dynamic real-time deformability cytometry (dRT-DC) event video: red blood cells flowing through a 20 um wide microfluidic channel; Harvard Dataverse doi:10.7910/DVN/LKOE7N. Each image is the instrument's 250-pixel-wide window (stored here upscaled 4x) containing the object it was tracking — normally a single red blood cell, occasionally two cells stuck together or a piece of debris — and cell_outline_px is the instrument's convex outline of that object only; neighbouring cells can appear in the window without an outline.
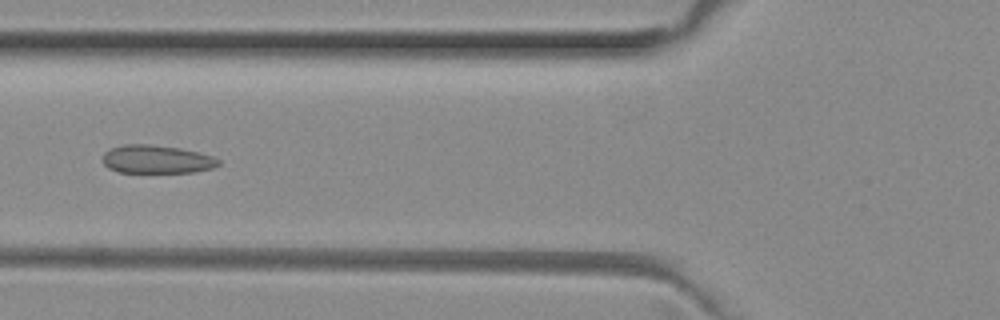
{"species": "common noctule bat (a hibernating species)", "species_latin": "Nyctalus noctula", "temperature_condition": "room temperature", "stored_images_in_passage": 27, "camera_frame_rate_fps": 3000, "um_per_image_px": 0.085, "animal": {"sex": "female", "body_mass_g": 29.2, "forearm_length_mm": 56.3}, "frame": {"image": 1, "passage_image": 19, "time_ms": 6.0, "image_size_px": [1000, 320], "cell_outline_px": [[220, 164], [212, 168], [192, 172], [120, 172], [108, 168], [100, 160], [104, 152], [108, 148], [124, 144], [148, 144], [180, 148], [212, 156], [220, 160]], "centroid_in_image_um": [13.25, 13.53], "position_along_channel_um": 112.6, "area_um2": 19.13}}
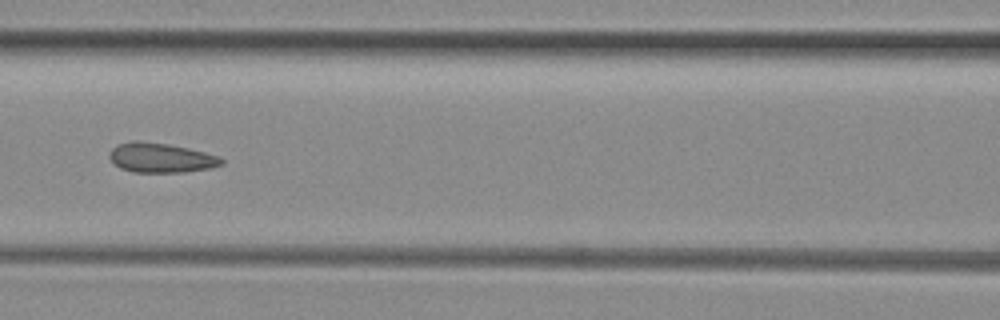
{"frame": {"image": 2, "passage_image": 22, "time_ms": 7.0, "image_size_px": [1000, 320], "cell_outline_px": [[224, 164], [212, 168], [184, 172], [132, 172], [120, 168], [108, 156], [108, 152], [112, 148], [120, 144], [132, 140], [140, 140], [168, 144], [188, 148], [220, 156], [224, 160]], "centroid_in_image_um": [13.69, 13.41], "position_along_channel_um": 152.9, "area_um2": 19.48}}
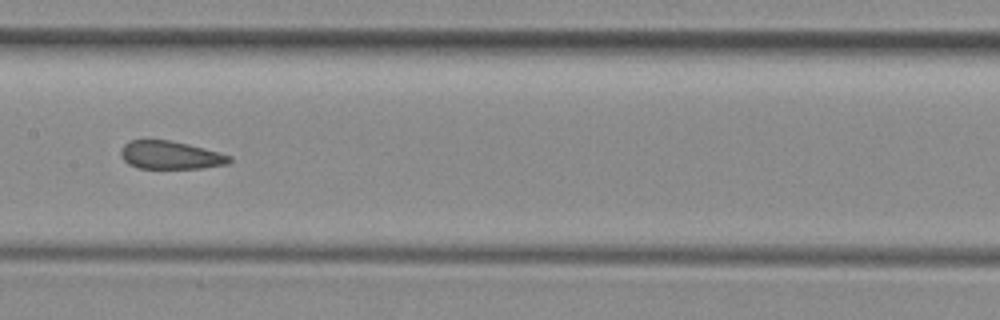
{"frame": {"image": 3, "passage_image": 25, "time_ms": 8.0, "image_size_px": [1000, 320], "cell_outline_px": [[232, 160], [228, 164], [204, 168], [136, 168], [128, 164], [120, 156], [120, 148], [124, 144], [132, 140], [168, 140], [188, 144], [220, 152], [232, 156]], "centroid_in_image_um": [14.49, 13.19], "position_along_channel_um": 192.9, "area_um2": 17.92}}